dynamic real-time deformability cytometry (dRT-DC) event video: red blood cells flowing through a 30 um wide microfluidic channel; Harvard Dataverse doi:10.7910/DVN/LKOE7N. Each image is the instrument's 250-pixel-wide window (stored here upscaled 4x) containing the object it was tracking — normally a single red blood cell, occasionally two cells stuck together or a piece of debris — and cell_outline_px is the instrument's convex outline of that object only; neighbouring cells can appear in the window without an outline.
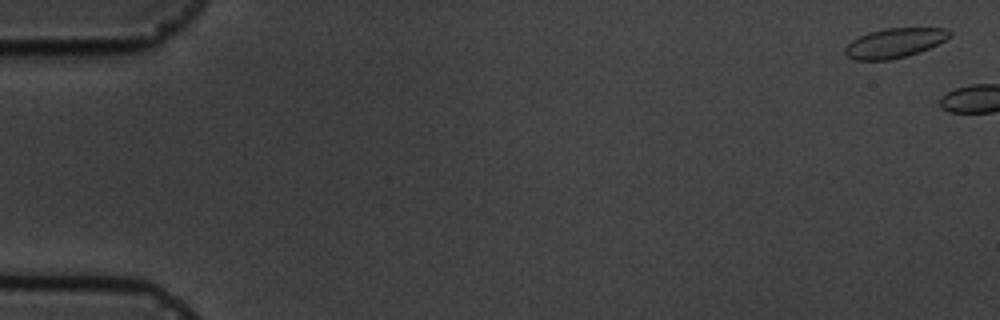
{"species": "common noctule bat (a hibernating species)", "species_latin": "Nyctalus noctula", "temperature_condition": "cold", "stored_images_in_passage": 2, "camera_frame_rate_fps": 3000, "um_per_image_px": 0.085, "animal": {"sex": "male", "body_mass_g": 19.5, "forearm_length_mm": 54.6}, "frame": {"image": 1, "passage_image": 1, "time_ms": 0.0, "image_size_px": [1000, 320], "cell_outline_px": [[952, 36], [920, 52], [908, 56], [888, 60], [856, 60], [848, 56], [844, 52], [844, 48], [852, 40], [868, 32], [884, 28], [948, 28], [952, 32]], "centroid_in_image_um": [76.05, 3.65], "position_along_channel_um": 9.0, "area_um2": 18.03}}